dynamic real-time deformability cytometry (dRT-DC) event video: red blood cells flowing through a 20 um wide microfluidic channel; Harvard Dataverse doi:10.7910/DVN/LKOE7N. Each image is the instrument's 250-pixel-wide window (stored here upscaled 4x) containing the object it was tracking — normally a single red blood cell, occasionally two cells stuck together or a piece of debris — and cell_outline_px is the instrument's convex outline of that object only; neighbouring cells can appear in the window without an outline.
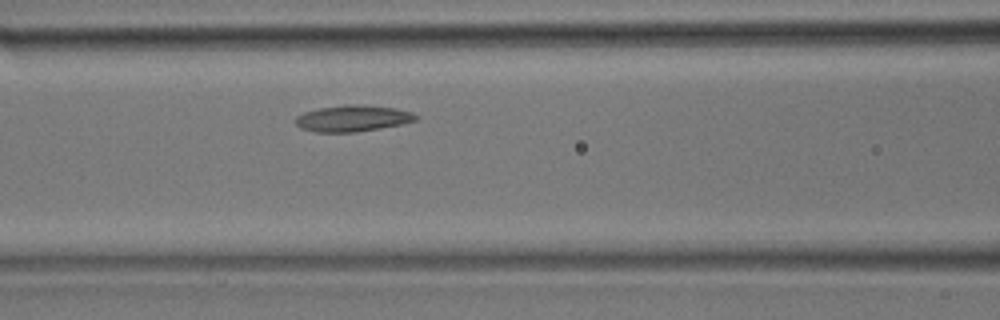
{"species": "common noctule bat (a hibernating species)", "species_latin": "Nyctalus noctula", "temperature_condition": "room temperature", "stored_images_in_passage": 14, "camera_frame_rate_fps": 3000, "um_per_image_px": 0.085, "animal": {"sex": "male", "body_mass_g": 17.9}, "frame": {"image": 1, "passage_image": 7, "time_ms": 2.0, "image_size_px": [1000, 320], "cell_outline_px": [[420, 116], [416, 120], [400, 124], [380, 128], [356, 132], [316, 132], [300, 128], [296, 124], [296, 116], [304, 112], [320, 108], [348, 104], [364, 104], [396, 108], [412, 112]], "centroid_in_image_um": [29.99, 10.05], "position_along_channel_um": 136.6, "area_um2": 18.5}}
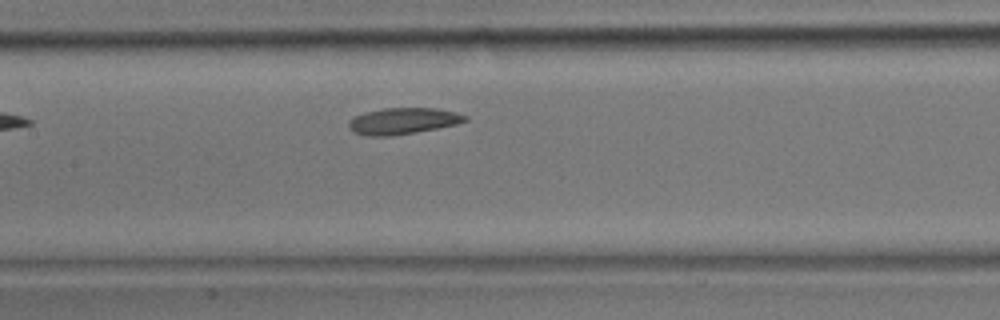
{"frame": {"image": 2, "passage_image": 9, "time_ms": 2.667, "image_size_px": [1000, 320], "cell_outline_px": [[468, 120], [456, 124], [416, 132], [392, 136], [368, 136], [352, 132], [348, 128], [348, 120], [352, 116], [364, 112], [384, 108], [436, 108], [456, 112], [468, 116]], "centroid_in_image_um": [34.2, 10.28], "position_along_channel_um": 173.2, "area_um2": 18.09}}
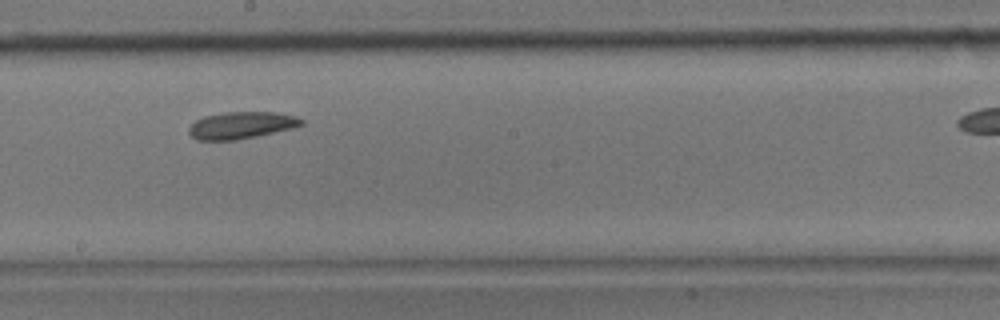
{"frame": {"image": 3, "passage_image": 12, "time_ms": 3.667, "image_size_px": [1000, 320], "cell_outline_px": [[304, 124], [292, 128], [256, 136], [236, 140], [196, 140], [188, 132], [188, 128], [196, 120], [204, 116], [224, 112], [276, 112], [296, 116], [304, 120]], "centroid_in_image_um": [20.51, 10.64], "position_along_channel_um": 227.7, "area_um2": 17.69}}